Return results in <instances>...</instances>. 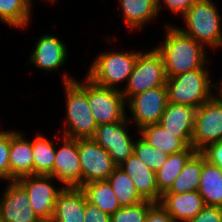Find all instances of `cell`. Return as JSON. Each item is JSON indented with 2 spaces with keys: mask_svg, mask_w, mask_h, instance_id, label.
<instances>
[{
  "mask_svg": "<svg viewBox=\"0 0 222 222\" xmlns=\"http://www.w3.org/2000/svg\"><path fill=\"white\" fill-rule=\"evenodd\" d=\"M214 95L195 112L191 146L198 152L209 144L222 141V97Z\"/></svg>",
  "mask_w": 222,
  "mask_h": 222,
  "instance_id": "cell-8",
  "label": "cell"
},
{
  "mask_svg": "<svg viewBox=\"0 0 222 222\" xmlns=\"http://www.w3.org/2000/svg\"><path fill=\"white\" fill-rule=\"evenodd\" d=\"M67 50L65 43L56 35L44 34L36 41L29 62L46 72H55L65 64Z\"/></svg>",
  "mask_w": 222,
  "mask_h": 222,
  "instance_id": "cell-15",
  "label": "cell"
},
{
  "mask_svg": "<svg viewBox=\"0 0 222 222\" xmlns=\"http://www.w3.org/2000/svg\"><path fill=\"white\" fill-rule=\"evenodd\" d=\"M142 51L119 52L108 51L100 53L90 65L86 76L95 84L121 91L117 85L127 83L133 72L138 55Z\"/></svg>",
  "mask_w": 222,
  "mask_h": 222,
  "instance_id": "cell-5",
  "label": "cell"
},
{
  "mask_svg": "<svg viewBox=\"0 0 222 222\" xmlns=\"http://www.w3.org/2000/svg\"><path fill=\"white\" fill-rule=\"evenodd\" d=\"M216 84H218L217 85V88H219V90H218V95L220 96V97H222V80H221V83H218V82H216ZM220 84V85H219ZM220 86V87H219Z\"/></svg>",
  "mask_w": 222,
  "mask_h": 222,
  "instance_id": "cell-38",
  "label": "cell"
},
{
  "mask_svg": "<svg viewBox=\"0 0 222 222\" xmlns=\"http://www.w3.org/2000/svg\"><path fill=\"white\" fill-rule=\"evenodd\" d=\"M197 152L192 146H188L184 151L168 155L163 166L155 172L157 187L162 194L171 187L183 167Z\"/></svg>",
  "mask_w": 222,
  "mask_h": 222,
  "instance_id": "cell-24",
  "label": "cell"
},
{
  "mask_svg": "<svg viewBox=\"0 0 222 222\" xmlns=\"http://www.w3.org/2000/svg\"><path fill=\"white\" fill-rule=\"evenodd\" d=\"M144 222H175L168 211L160 204L155 203L147 213Z\"/></svg>",
  "mask_w": 222,
  "mask_h": 222,
  "instance_id": "cell-37",
  "label": "cell"
},
{
  "mask_svg": "<svg viewBox=\"0 0 222 222\" xmlns=\"http://www.w3.org/2000/svg\"><path fill=\"white\" fill-rule=\"evenodd\" d=\"M107 181L111 185L121 207L135 205L144 201L137 192L132 179L120 167L113 171Z\"/></svg>",
  "mask_w": 222,
  "mask_h": 222,
  "instance_id": "cell-29",
  "label": "cell"
},
{
  "mask_svg": "<svg viewBox=\"0 0 222 222\" xmlns=\"http://www.w3.org/2000/svg\"><path fill=\"white\" fill-rule=\"evenodd\" d=\"M207 69H195L174 77H167L168 102L199 108L214 95Z\"/></svg>",
  "mask_w": 222,
  "mask_h": 222,
  "instance_id": "cell-4",
  "label": "cell"
},
{
  "mask_svg": "<svg viewBox=\"0 0 222 222\" xmlns=\"http://www.w3.org/2000/svg\"><path fill=\"white\" fill-rule=\"evenodd\" d=\"M124 22L130 30H140L159 16L156 0H119Z\"/></svg>",
  "mask_w": 222,
  "mask_h": 222,
  "instance_id": "cell-22",
  "label": "cell"
},
{
  "mask_svg": "<svg viewBox=\"0 0 222 222\" xmlns=\"http://www.w3.org/2000/svg\"><path fill=\"white\" fill-rule=\"evenodd\" d=\"M89 203L96 205L110 216L121 208L117 197L107 180L88 182L80 187Z\"/></svg>",
  "mask_w": 222,
  "mask_h": 222,
  "instance_id": "cell-25",
  "label": "cell"
},
{
  "mask_svg": "<svg viewBox=\"0 0 222 222\" xmlns=\"http://www.w3.org/2000/svg\"><path fill=\"white\" fill-rule=\"evenodd\" d=\"M155 203L149 200H144L138 204L121 207L111 215V222H144L148 210Z\"/></svg>",
  "mask_w": 222,
  "mask_h": 222,
  "instance_id": "cell-31",
  "label": "cell"
},
{
  "mask_svg": "<svg viewBox=\"0 0 222 222\" xmlns=\"http://www.w3.org/2000/svg\"><path fill=\"white\" fill-rule=\"evenodd\" d=\"M84 215L83 222H111V216L103 212L96 205L89 203L86 196Z\"/></svg>",
  "mask_w": 222,
  "mask_h": 222,
  "instance_id": "cell-36",
  "label": "cell"
},
{
  "mask_svg": "<svg viewBox=\"0 0 222 222\" xmlns=\"http://www.w3.org/2000/svg\"><path fill=\"white\" fill-rule=\"evenodd\" d=\"M62 146L56 148L53 177L65 187H81L82 173L78 139L62 137Z\"/></svg>",
  "mask_w": 222,
  "mask_h": 222,
  "instance_id": "cell-13",
  "label": "cell"
},
{
  "mask_svg": "<svg viewBox=\"0 0 222 222\" xmlns=\"http://www.w3.org/2000/svg\"><path fill=\"white\" fill-rule=\"evenodd\" d=\"M212 0H197L182 16L186 28L181 32L204 47H222L221 15Z\"/></svg>",
  "mask_w": 222,
  "mask_h": 222,
  "instance_id": "cell-3",
  "label": "cell"
},
{
  "mask_svg": "<svg viewBox=\"0 0 222 222\" xmlns=\"http://www.w3.org/2000/svg\"><path fill=\"white\" fill-rule=\"evenodd\" d=\"M137 131L152 147L168 155L179 153L188 147L180 138H177V134L166 131L160 123L149 124Z\"/></svg>",
  "mask_w": 222,
  "mask_h": 222,
  "instance_id": "cell-23",
  "label": "cell"
},
{
  "mask_svg": "<svg viewBox=\"0 0 222 222\" xmlns=\"http://www.w3.org/2000/svg\"><path fill=\"white\" fill-rule=\"evenodd\" d=\"M31 1H32V0H31ZM46 1H48V2L50 1V2L54 3L56 0H46Z\"/></svg>",
  "mask_w": 222,
  "mask_h": 222,
  "instance_id": "cell-39",
  "label": "cell"
},
{
  "mask_svg": "<svg viewBox=\"0 0 222 222\" xmlns=\"http://www.w3.org/2000/svg\"><path fill=\"white\" fill-rule=\"evenodd\" d=\"M88 103L97 125L119 122L126 117V101L121 91L95 84L89 78Z\"/></svg>",
  "mask_w": 222,
  "mask_h": 222,
  "instance_id": "cell-9",
  "label": "cell"
},
{
  "mask_svg": "<svg viewBox=\"0 0 222 222\" xmlns=\"http://www.w3.org/2000/svg\"><path fill=\"white\" fill-rule=\"evenodd\" d=\"M10 130L0 131V179L10 181Z\"/></svg>",
  "mask_w": 222,
  "mask_h": 222,
  "instance_id": "cell-32",
  "label": "cell"
},
{
  "mask_svg": "<svg viewBox=\"0 0 222 222\" xmlns=\"http://www.w3.org/2000/svg\"><path fill=\"white\" fill-rule=\"evenodd\" d=\"M85 194L80 187H64L59 193L51 222H83Z\"/></svg>",
  "mask_w": 222,
  "mask_h": 222,
  "instance_id": "cell-20",
  "label": "cell"
},
{
  "mask_svg": "<svg viewBox=\"0 0 222 222\" xmlns=\"http://www.w3.org/2000/svg\"><path fill=\"white\" fill-rule=\"evenodd\" d=\"M134 154L152 171H158L165 163L168 154L152 147L141 136L135 140Z\"/></svg>",
  "mask_w": 222,
  "mask_h": 222,
  "instance_id": "cell-30",
  "label": "cell"
},
{
  "mask_svg": "<svg viewBox=\"0 0 222 222\" xmlns=\"http://www.w3.org/2000/svg\"><path fill=\"white\" fill-rule=\"evenodd\" d=\"M8 183L0 198L1 222H41L33 212L26 190L16 180Z\"/></svg>",
  "mask_w": 222,
  "mask_h": 222,
  "instance_id": "cell-14",
  "label": "cell"
},
{
  "mask_svg": "<svg viewBox=\"0 0 222 222\" xmlns=\"http://www.w3.org/2000/svg\"><path fill=\"white\" fill-rule=\"evenodd\" d=\"M159 203L168 211L175 222H187L205 206L198 191L163 193Z\"/></svg>",
  "mask_w": 222,
  "mask_h": 222,
  "instance_id": "cell-18",
  "label": "cell"
},
{
  "mask_svg": "<svg viewBox=\"0 0 222 222\" xmlns=\"http://www.w3.org/2000/svg\"><path fill=\"white\" fill-rule=\"evenodd\" d=\"M128 118V114H126V117L119 122L98 125L92 137L109 153L117 166L134 154L135 141L127 131V123L130 122Z\"/></svg>",
  "mask_w": 222,
  "mask_h": 222,
  "instance_id": "cell-12",
  "label": "cell"
},
{
  "mask_svg": "<svg viewBox=\"0 0 222 222\" xmlns=\"http://www.w3.org/2000/svg\"><path fill=\"white\" fill-rule=\"evenodd\" d=\"M163 1V2H162ZM156 0L158 13H161V9L164 7L175 14L183 16L186 11L197 1V0ZM163 3V4H162ZM163 6H162V5Z\"/></svg>",
  "mask_w": 222,
  "mask_h": 222,
  "instance_id": "cell-34",
  "label": "cell"
},
{
  "mask_svg": "<svg viewBox=\"0 0 222 222\" xmlns=\"http://www.w3.org/2000/svg\"><path fill=\"white\" fill-rule=\"evenodd\" d=\"M22 132L10 131V181L26 175H33L32 141L27 140Z\"/></svg>",
  "mask_w": 222,
  "mask_h": 222,
  "instance_id": "cell-19",
  "label": "cell"
},
{
  "mask_svg": "<svg viewBox=\"0 0 222 222\" xmlns=\"http://www.w3.org/2000/svg\"><path fill=\"white\" fill-rule=\"evenodd\" d=\"M197 191L205 205L222 207V169L208 162L204 156Z\"/></svg>",
  "mask_w": 222,
  "mask_h": 222,
  "instance_id": "cell-21",
  "label": "cell"
},
{
  "mask_svg": "<svg viewBox=\"0 0 222 222\" xmlns=\"http://www.w3.org/2000/svg\"><path fill=\"white\" fill-rule=\"evenodd\" d=\"M196 108L168 102L160 124L172 134H177L187 146H191Z\"/></svg>",
  "mask_w": 222,
  "mask_h": 222,
  "instance_id": "cell-16",
  "label": "cell"
},
{
  "mask_svg": "<svg viewBox=\"0 0 222 222\" xmlns=\"http://www.w3.org/2000/svg\"><path fill=\"white\" fill-rule=\"evenodd\" d=\"M32 141L33 175L53 176L56 147L54 141L38 133Z\"/></svg>",
  "mask_w": 222,
  "mask_h": 222,
  "instance_id": "cell-26",
  "label": "cell"
},
{
  "mask_svg": "<svg viewBox=\"0 0 222 222\" xmlns=\"http://www.w3.org/2000/svg\"><path fill=\"white\" fill-rule=\"evenodd\" d=\"M63 85L66 101V128L62 136L68 138H92L98 127L88 103V77L82 82L64 74Z\"/></svg>",
  "mask_w": 222,
  "mask_h": 222,
  "instance_id": "cell-2",
  "label": "cell"
},
{
  "mask_svg": "<svg viewBox=\"0 0 222 222\" xmlns=\"http://www.w3.org/2000/svg\"><path fill=\"white\" fill-rule=\"evenodd\" d=\"M203 165V155L197 152L183 167L179 176L165 193L197 191Z\"/></svg>",
  "mask_w": 222,
  "mask_h": 222,
  "instance_id": "cell-28",
  "label": "cell"
},
{
  "mask_svg": "<svg viewBox=\"0 0 222 222\" xmlns=\"http://www.w3.org/2000/svg\"><path fill=\"white\" fill-rule=\"evenodd\" d=\"M31 0H0V22L10 27L25 28L32 15Z\"/></svg>",
  "mask_w": 222,
  "mask_h": 222,
  "instance_id": "cell-27",
  "label": "cell"
},
{
  "mask_svg": "<svg viewBox=\"0 0 222 222\" xmlns=\"http://www.w3.org/2000/svg\"><path fill=\"white\" fill-rule=\"evenodd\" d=\"M187 222H222V207L205 205L194 218Z\"/></svg>",
  "mask_w": 222,
  "mask_h": 222,
  "instance_id": "cell-33",
  "label": "cell"
},
{
  "mask_svg": "<svg viewBox=\"0 0 222 222\" xmlns=\"http://www.w3.org/2000/svg\"><path fill=\"white\" fill-rule=\"evenodd\" d=\"M200 153L208 162L222 169V141L207 145Z\"/></svg>",
  "mask_w": 222,
  "mask_h": 222,
  "instance_id": "cell-35",
  "label": "cell"
},
{
  "mask_svg": "<svg viewBox=\"0 0 222 222\" xmlns=\"http://www.w3.org/2000/svg\"><path fill=\"white\" fill-rule=\"evenodd\" d=\"M118 167L132 179L137 192L144 200L159 203L162 193L157 187L156 173L148 168L135 154L131 155Z\"/></svg>",
  "mask_w": 222,
  "mask_h": 222,
  "instance_id": "cell-17",
  "label": "cell"
},
{
  "mask_svg": "<svg viewBox=\"0 0 222 222\" xmlns=\"http://www.w3.org/2000/svg\"><path fill=\"white\" fill-rule=\"evenodd\" d=\"M167 76L162 55L153 48L147 52H141L136 60L133 72L130 74L127 84L121 90L125 101L130 97L143 93L151 88L165 85Z\"/></svg>",
  "mask_w": 222,
  "mask_h": 222,
  "instance_id": "cell-6",
  "label": "cell"
},
{
  "mask_svg": "<svg viewBox=\"0 0 222 222\" xmlns=\"http://www.w3.org/2000/svg\"><path fill=\"white\" fill-rule=\"evenodd\" d=\"M78 151L82 185L96 180H107L118 167L109 153L92 138H79Z\"/></svg>",
  "mask_w": 222,
  "mask_h": 222,
  "instance_id": "cell-11",
  "label": "cell"
},
{
  "mask_svg": "<svg viewBox=\"0 0 222 222\" xmlns=\"http://www.w3.org/2000/svg\"><path fill=\"white\" fill-rule=\"evenodd\" d=\"M51 175H26L16 181L26 190L34 214L41 222H51L55 203L65 186L55 187Z\"/></svg>",
  "mask_w": 222,
  "mask_h": 222,
  "instance_id": "cell-7",
  "label": "cell"
},
{
  "mask_svg": "<svg viewBox=\"0 0 222 222\" xmlns=\"http://www.w3.org/2000/svg\"><path fill=\"white\" fill-rule=\"evenodd\" d=\"M165 40L156 50L162 55L167 77L195 69H207L208 55L204 46L181 32L174 25L166 26Z\"/></svg>",
  "mask_w": 222,
  "mask_h": 222,
  "instance_id": "cell-1",
  "label": "cell"
},
{
  "mask_svg": "<svg viewBox=\"0 0 222 222\" xmlns=\"http://www.w3.org/2000/svg\"><path fill=\"white\" fill-rule=\"evenodd\" d=\"M126 102L133 117V125L138 130L149 124L159 123L168 104L166 84L134 95Z\"/></svg>",
  "mask_w": 222,
  "mask_h": 222,
  "instance_id": "cell-10",
  "label": "cell"
}]
</instances>
